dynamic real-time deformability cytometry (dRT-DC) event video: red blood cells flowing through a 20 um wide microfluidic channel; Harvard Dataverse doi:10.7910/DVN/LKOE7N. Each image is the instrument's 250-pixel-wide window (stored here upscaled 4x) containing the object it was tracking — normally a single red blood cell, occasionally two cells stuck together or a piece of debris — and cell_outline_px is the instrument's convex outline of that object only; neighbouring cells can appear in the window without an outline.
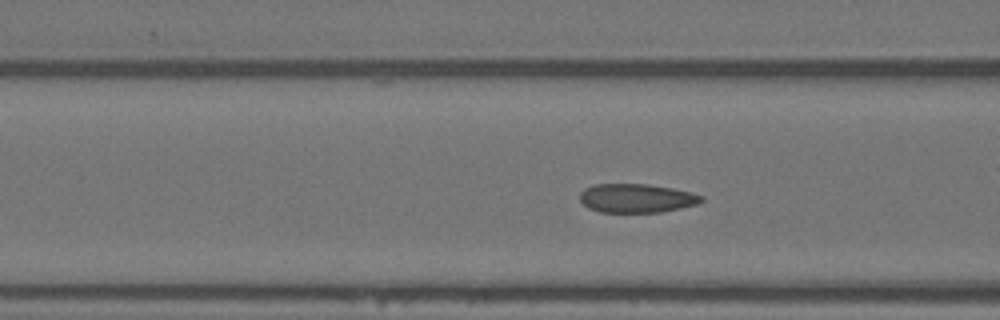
{"species": "Egyptian fruit bat (a non-hibernating species)", "species_latin": "Rousettus aegyptiacus", "temperature_condition": "warm", "stored_images_in_passage": 58, "camera_frame_rate_fps": 3000, "um_per_image_px": 0.085, "animal": {"sex": "female"}, "frame": {"image": 1, "passage_image": 21, "time_ms": 6.667, "image_size_px": [1000, 320], "cell_outline_px": [[704, 200], [696, 204], [680, 208], [660, 212], [600, 212], [588, 208], [580, 200], [580, 192], [584, 188], [596, 184], [648, 184], [672, 188], [692, 192], [704, 196]], "centroid_in_image_um": [54.11, 16.84], "position_along_channel_um": 112.5, "area_um2": 20.46}}
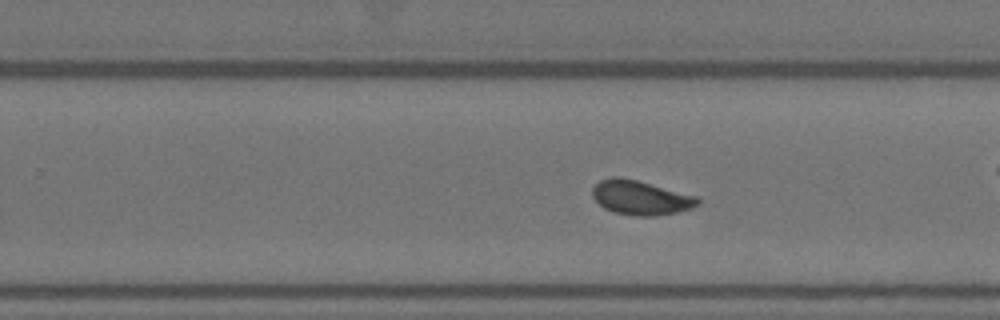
{"frame": {"image": 2, "passage_image": 35, "time_ms": 11.333, "image_size_px": [1000, 320], "cell_outline_px": [[700, 204], [692, 208], [676, 212], [652, 216], [632, 216], [612, 212], [604, 208], [592, 196], [592, 188], [600, 180], [612, 176], [620, 176], [636, 180], [696, 196], [700, 200]], "centroid_in_image_um": [54.42, 16.8], "position_along_channel_um": 275.4, "area_um2": 21.04}}
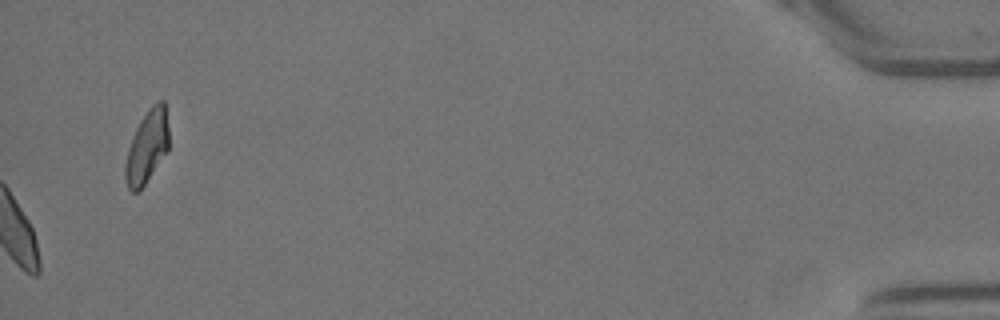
{"frame": {"image": 3, "passage_image": 58, "time_ms": 19.0, "image_size_px": [1000, 320], "cell_outline_px": [[168, 152], [144, 184], [136, 192], [132, 192], [128, 188], [124, 176], [124, 168], [128, 148], [132, 136], [140, 120], [148, 108], [156, 100], [164, 100], [168, 128]], "centroid_in_image_um": [12.49, 12.44], "position_along_channel_um": 422.7, "area_um2": 18.55}, "authors_computed_cell_mechanics": {"area_um2": 20.6057, "velocity_mm_per_s": 3.5078, "shape_relaxation_time_tau1_ms": 8.6221, "shape_relaxation_time_tau2_ms": 1.255, "deformation_change_tau1": 0.1853, "deformation_change_tau2": 0.054}}